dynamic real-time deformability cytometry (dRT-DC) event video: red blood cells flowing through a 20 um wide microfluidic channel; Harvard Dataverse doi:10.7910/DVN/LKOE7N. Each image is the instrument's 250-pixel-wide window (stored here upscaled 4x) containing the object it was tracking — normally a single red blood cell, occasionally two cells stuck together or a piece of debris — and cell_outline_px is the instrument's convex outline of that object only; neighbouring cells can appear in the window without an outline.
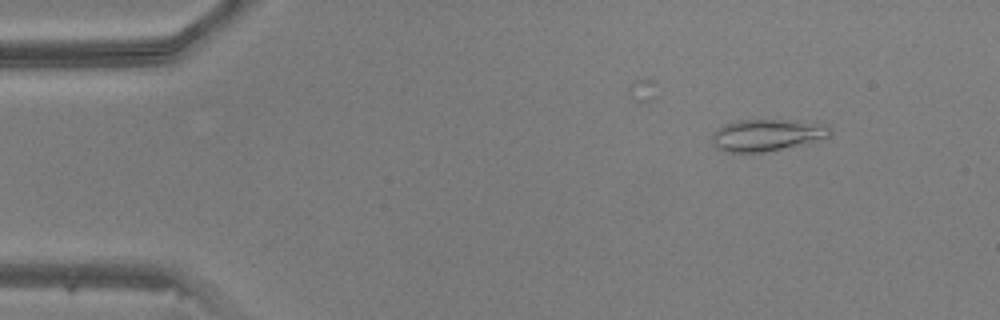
{"species": "common noctule bat (a hibernating species)", "species_latin": "Nyctalus noctula", "temperature_condition": "warm", "stored_images_in_passage": 43, "camera_frame_rate_fps": 3000, "um_per_image_px": 0.085, "animal": {"sex": "male", "body_mass_g": 20.5, "forearm_length_mm": 52.5}, "frame": {"image": 1, "passage_image": 2, "time_ms": 0.333, "image_size_px": [1000, 320], "cell_outline_px": [[832, 136], [808, 144], [764, 152], [724, 152], [716, 148], [712, 144], [712, 132], [716, 128], [724, 124], [736, 120], [796, 120], [824, 124], [832, 128]], "centroid_in_image_um": [65.21, 11.48], "position_along_channel_um": 19.8, "area_um2": 22.54}}
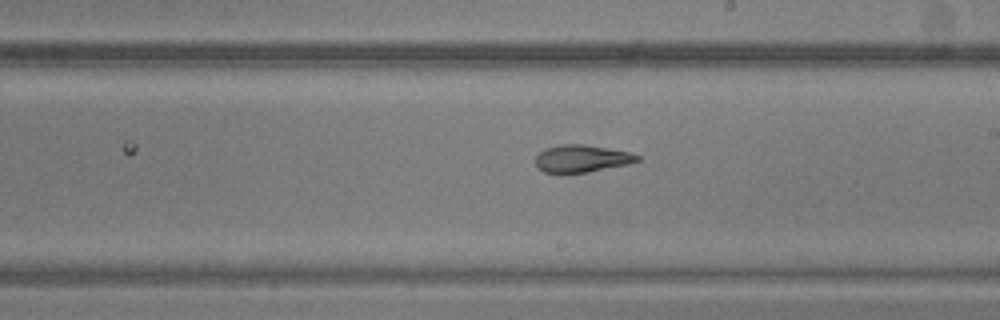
{"frame": {"image": 2, "passage_image": 24, "time_ms": 7.667, "image_size_px": [1000, 320], "cell_outline_px": [[640, 160], [628, 164], [588, 172], [544, 172], [536, 164], [536, 156], [544, 148], [560, 144], [584, 144], [628, 152], [640, 156]], "centroid_in_image_um": [49.44, 13.46], "position_along_channel_um": 239.6, "area_um2": 15.95}}
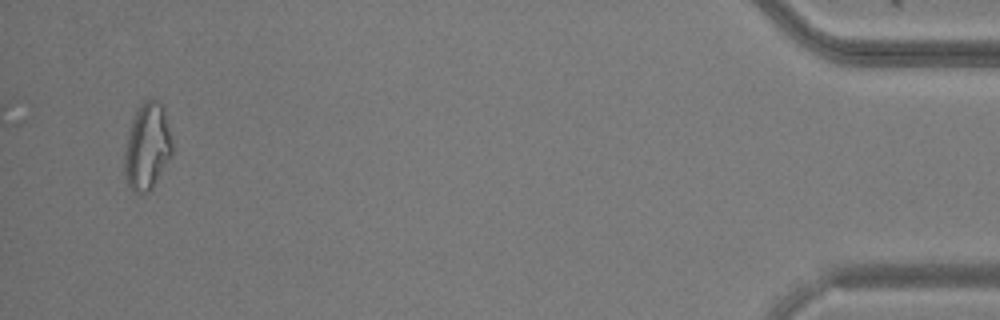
{"frame": {"image": 3, "passage_image": 43, "time_ms": 14.0, "image_size_px": [1000, 320], "cell_outline_px": [[172, 152], [152, 188], [148, 192], [140, 196], [132, 192], [128, 184], [124, 172], [124, 156], [128, 136], [132, 120], [140, 104], [144, 100], [152, 96], [164, 108], [172, 140]], "centroid_in_image_um": [12.5, 12.47], "position_along_channel_um": 422.7, "area_um2": 24.04}}